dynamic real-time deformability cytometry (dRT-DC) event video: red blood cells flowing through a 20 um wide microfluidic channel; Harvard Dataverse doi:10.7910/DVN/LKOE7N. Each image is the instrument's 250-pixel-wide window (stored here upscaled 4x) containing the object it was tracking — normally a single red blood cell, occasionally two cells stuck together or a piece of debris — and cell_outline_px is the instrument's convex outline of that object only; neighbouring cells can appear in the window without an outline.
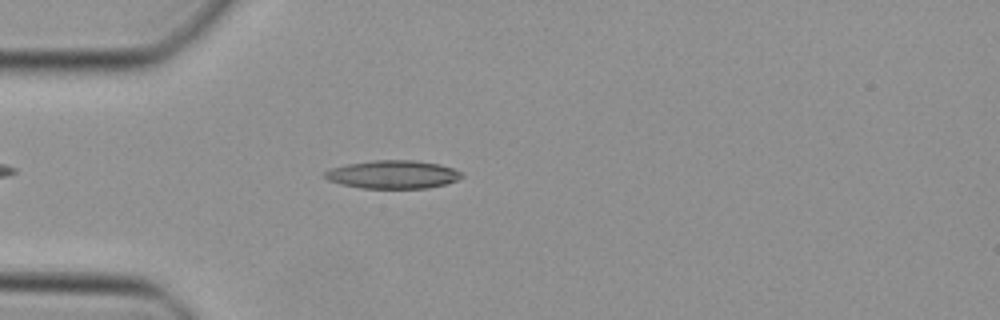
{"species": "Egyptian fruit bat (a non-hibernating species)", "species_latin": "Rousettus aegyptiacus", "temperature_condition": "cold", "stored_images_in_passage": 39, "camera_frame_rate_fps": 3000, "um_per_image_px": 0.085, "animal": {"sex": "female"}, "frame": {"image": 1, "passage_image": 5, "time_ms": 1.333, "image_size_px": [1000, 320], "cell_outline_px": [[464, 176], [448, 184], [428, 188], [360, 188], [340, 184], [328, 180], [324, 176], [324, 172], [332, 168], [348, 164], [372, 160], [412, 160], [440, 164], [452, 168], [460, 172]], "centroid_in_image_um": [33.4, 14.83], "position_along_channel_um": 51.6, "area_um2": 22.48}}
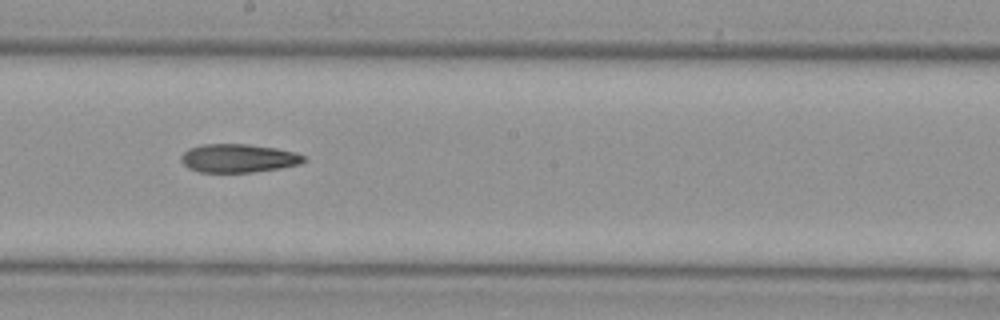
{"frame": {"image": 2, "passage_image": 18, "time_ms": 5.667, "image_size_px": [1000, 320], "cell_outline_px": [[304, 160], [300, 164], [280, 168], [252, 172], [200, 172], [188, 168], [180, 160], [180, 156], [188, 148], [200, 144], [248, 144], [276, 148], [296, 152], [304, 156]], "centroid_in_image_um": [20.23, 13.44], "position_along_channel_um": 228.0, "area_um2": 20.4}}
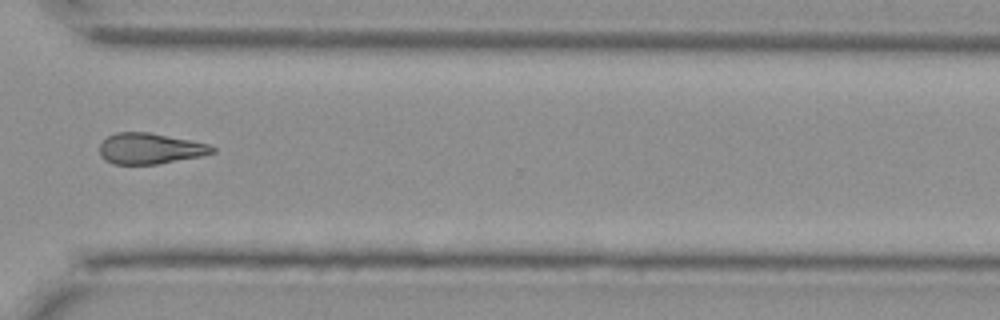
{"frame": {"image": 3, "passage_image": 27, "time_ms": 8.667, "image_size_px": [1000, 320], "cell_outline_px": [[216, 152], [200, 156], [156, 164], [112, 164], [104, 160], [100, 152], [100, 144], [108, 136], [116, 132], [148, 132], [192, 140], [208, 144], [216, 148]], "centroid_in_image_um": [12.75, 12.62], "position_along_channel_um": 357.8, "area_um2": 20.23}}